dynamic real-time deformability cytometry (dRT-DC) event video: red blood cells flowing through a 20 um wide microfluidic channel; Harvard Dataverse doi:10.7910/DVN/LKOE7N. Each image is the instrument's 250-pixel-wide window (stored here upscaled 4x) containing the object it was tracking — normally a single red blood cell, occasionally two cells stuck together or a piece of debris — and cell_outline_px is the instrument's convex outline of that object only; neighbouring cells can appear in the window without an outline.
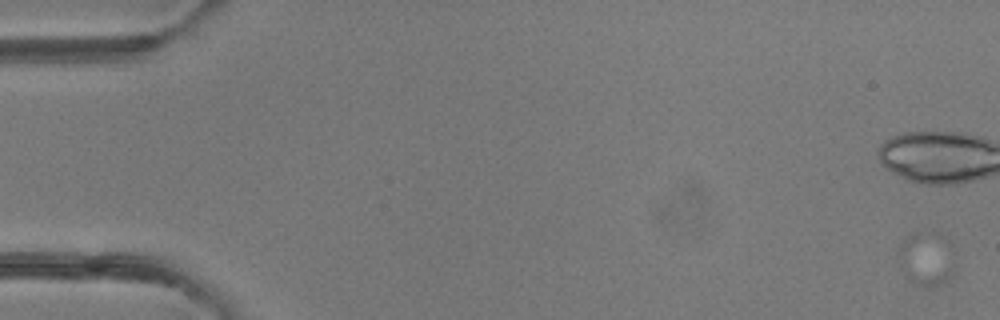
{"species": "common noctule bat (a hibernating species)", "species_latin": "Nyctalus noctula", "temperature_condition": "room temperature", "stored_images_in_passage": 5, "camera_frame_rate_fps": 3000, "um_per_image_px": 0.085, "animal": {"sex": "female"}, "frame": {"image": 1, "passage_image": 1, "time_ms": 0.0, "image_size_px": [1000, 320], "cell_outline_px": [[956, 264], [948, 276], [940, 284], [920, 284], [908, 280], [900, 268], [896, 252], [904, 240], [912, 232], [920, 232]], "centroid_in_image_um": [78.48, 22.15], "position_along_channel_um": 6.5, "area_um2": 14.85}}